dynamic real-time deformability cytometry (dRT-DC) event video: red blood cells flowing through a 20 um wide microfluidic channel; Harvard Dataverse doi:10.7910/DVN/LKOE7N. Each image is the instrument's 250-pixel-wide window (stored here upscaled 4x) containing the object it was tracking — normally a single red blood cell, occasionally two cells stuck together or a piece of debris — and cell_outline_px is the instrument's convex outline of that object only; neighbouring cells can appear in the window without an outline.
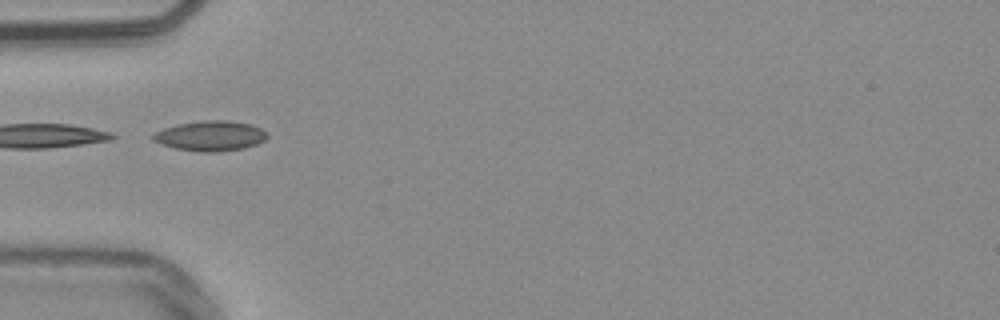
{"species": "common noctule bat (a hibernating species)", "species_latin": "Nyctalus noctula", "temperature_condition": "warm", "stored_images_in_passage": 10, "camera_frame_rate_fps": 3000, "um_per_image_px": 0.085, "animal": {"sex": "male", "body_mass_g": 20.4}, "frame": {"image": 1, "passage_image": 1, "time_ms": 0.0, "image_size_px": [1000, 320], "cell_outline_px": [[268, 136], [264, 140], [256, 144], [244, 148], [212, 152], [200, 152], [176, 148], [160, 144], [152, 140], [152, 132], [164, 128], [180, 124], [204, 120], [228, 120], [252, 124], [268, 132]], "centroid_in_image_um": [17.88, 11.54], "position_along_channel_um": 67.1, "area_um2": 20.06}}